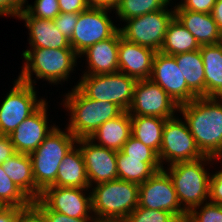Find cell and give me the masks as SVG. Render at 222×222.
I'll use <instances>...</instances> for the list:
<instances>
[{"label": "cell", "mask_w": 222, "mask_h": 222, "mask_svg": "<svg viewBox=\"0 0 222 222\" xmlns=\"http://www.w3.org/2000/svg\"><path fill=\"white\" fill-rule=\"evenodd\" d=\"M90 7L115 9L119 0H87Z\"/></svg>", "instance_id": "f6af8a7d"}, {"label": "cell", "mask_w": 222, "mask_h": 222, "mask_svg": "<svg viewBox=\"0 0 222 222\" xmlns=\"http://www.w3.org/2000/svg\"><path fill=\"white\" fill-rule=\"evenodd\" d=\"M139 184L116 179L92 188V214L96 222H123L138 207Z\"/></svg>", "instance_id": "7a4b0ae2"}, {"label": "cell", "mask_w": 222, "mask_h": 222, "mask_svg": "<svg viewBox=\"0 0 222 222\" xmlns=\"http://www.w3.org/2000/svg\"><path fill=\"white\" fill-rule=\"evenodd\" d=\"M55 127L38 148L29 154L36 186L43 191L56 182L59 165L76 144L77 138L69 130Z\"/></svg>", "instance_id": "8992f818"}, {"label": "cell", "mask_w": 222, "mask_h": 222, "mask_svg": "<svg viewBox=\"0 0 222 222\" xmlns=\"http://www.w3.org/2000/svg\"><path fill=\"white\" fill-rule=\"evenodd\" d=\"M18 18L25 21L29 29L31 48L73 49L67 39L55 26L53 20L31 17L23 10Z\"/></svg>", "instance_id": "ffe728a7"}, {"label": "cell", "mask_w": 222, "mask_h": 222, "mask_svg": "<svg viewBox=\"0 0 222 222\" xmlns=\"http://www.w3.org/2000/svg\"><path fill=\"white\" fill-rule=\"evenodd\" d=\"M150 79L168 93L178 105L198 96L187 86L186 80L173 56L156 52Z\"/></svg>", "instance_id": "9a60e30c"}, {"label": "cell", "mask_w": 222, "mask_h": 222, "mask_svg": "<svg viewBox=\"0 0 222 222\" xmlns=\"http://www.w3.org/2000/svg\"><path fill=\"white\" fill-rule=\"evenodd\" d=\"M205 74V97H222V42L199 49Z\"/></svg>", "instance_id": "d4e9b609"}, {"label": "cell", "mask_w": 222, "mask_h": 222, "mask_svg": "<svg viewBox=\"0 0 222 222\" xmlns=\"http://www.w3.org/2000/svg\"><path fill=\"white\" fill-rule=\"evenodd\" d=\"M185 222H222V205L209 201L199 205L187 214Z\"/></svg>", "instance_id": "d6a6232c"}, {"label": "cell", "mask_w": 222, "mask_h": 222, "mask_svg": "<svg viewBox=\"0 0 222 222\" xmlns=\"http://www.w3.org/2000/svg\"><path fill=\"white\" fill-rule=\"evenodd\" d=\"M204 157L196 145L186 121L182 122L178 117L166 119L163 128L162 144L158 154L161 166L164 161L168 165L193 161Z\"/></svg>", "instance_id": "30bf717a"}, {"label": "cell", "mask_w": 222, "mask_h": 222, "mask_svg": "<svg viewBox=\"0 0 222 222\" xmlns=\"http://www.w3.org/2000/svg\"><path fill=\"white\" fill-rule=\"evenodd\" d=\"M109 10L112 11L108 8L89 7L79 13L69 40L70 46L78 55L95 43L112 37L119 30L108 16Z\"/></svg>", "instance_id": "8fae6325"}, {"label": "cell", "mask_w": 222, "mask_h": 222, "mask_svg": "<svg viewBox=\"0 0 222 222\" xmlns=\"http://www.w3.org/2000/svg\"><path fill=\"white\" fill-rule=\"evenodd\" d=\"M184 76L187 86L198 96L205 97L204 64L200 50L173 56Z\"/></svg>", "instance_id": "484cf974"}, {"label": "cell", "mask_w": 222, "mask_h": 222, "mask_svg": "<svg viewBox=\"0 0 222 222\" xmlns=\"http://www.w3.org/2000/svg\"><path fill=\"white\" fill-rule=\"evenodd\" d=\"M212 161L214 158L204 156L193 161L177 162L164 169L171 177L178 201L187 214L204 201L208 202L210 175L203 165Z\"/></svg>", "instance_id": "5b68a950"}, {"label": "cell", "mask_w": 222, "mask_h": 222, "mask_svg": "<svg viewBox=\"0 0 222 222\" xmlns=\"http://www.w3.org/2000/svg\"><path fill=\"white\" fill-rule=\"evenodd\" d=\"M6 175L32 201L39 199L41 190L36 186L29 154L16 153L2 163Z\"/></svg>", "instance_id": "603a6c76"}, {"label": "cell", "mask_w": 222, "mask_h": 222, "mask_svg": "<svg viewBox=\"0 0 222 222\" xmlns=\"http://www.w3.org/2000/svg\"><path fill=\"white\" fill-rule=\"evenodd\" d=\"M164 169L160 162H142V159L127 158L122 151L117 152L118 179L141 184L157 171Z\"/></svg>", "instance_id": "f1b7e54d"}, {"label": "cell", "mask_w": 222, "mask_h": 222, "mask_svg": "<svg viewBox=\"0 0 222 222\" xmlns=\"http://www.w3.org/2000/svg\"><path fill=\"white\" fill-rule=\"evenodd\" d=\"M88 188L49 186L45 188L39 200L52 211H57L72 218H94L91 192L88 196L83 191Z\"/></svg>", "instance_id": "5bb4252c"}, {"label": "cell", "mask_w": 222, "mask_h": 222, "mask_svg": "<svg viewBox=\"0 0 222 222\" xmlns=\"http://www.w3.org/2000/svg\"><path fill=\"white\" fill-rule=\"evenodd\" d=\"M138 207L171 212L181 222L187 218L178 201L173 181L164 169L139 184Z\"/></svg>", "instance_id": "7c38bea8"}, {"label": "cell", "mask_w": 222, "mask_h": 222, "mask_svg": "<svg viewBox=\"0 0 222 222\" xmlns=\"http://www.w3.org/2000/svg\"><path fill=\"white\" fill-rule=\"evenodd\" d=\"M174 17V10L168 8L125 20L126 25L119 28L121 36L130 42L160 52L167 26Z\"/></svg>", "instance_id": "9c48e42d"}, {"label": "cell", "mask_w": 222, "mask_h": 222, "mask_svg": "<svg viewBox=\"0 0 222 222\" xmlns=\"http://www.w3.org/2000/svg\"><path fill=\"white\" fill-rule=\"evenodd\" d=\"M211 14H212L219 30L222 32V0L216 1Z\"/></svg>", "instance_id": "bcb514c9"}, {"label": "cell", "mask_w": 222, "mask_h": 222, "mask_svg": "<svg viewBox=\"0 0 222 222\" xmlns=\"http://www.w3.org/2000/svg\"><path fill=\"white\" fill-rule=\"evenodd\" d=\"M77 86L88 98L115 103L123 111L132 104L135 78L125 73L115 72L98 75H82Z\"/></svg>", "instance_id": "52a82bcc"}, {"label": "cell", "mask_w": 222, "mask_h": 222, "mask_svg": "<svg viewBox=\"0 0 222 222\" xmlns=\"http://www.w3.org/2000/svg\"><path fill=\"white\" fill-rule=\"evenodd\" d=\"M79 13H65L60 14L53 20L56 28L67 38L71 39L75 25L78 22Z\"/></svg>", "instance_id": "8d00e7d4"}, {"label": "cell", "mask_w": 222, "mask_h": 222, "mask_svg": "<svg viewBox=\"0 0 222 222\" xmlns=\"http://www.w3.org/2000/svg\"><path fill=\"white\" fill-rule=\"evenodd\" d=\"M74 145L59 165L56 182L52 186L89 188L86 166L80 148Z\"/></svg>", "instance_id": "cb8c5ba5"}, {"label": "cell", "mask_w": 222, "mask_h": 222, "mask_svg": "<svg viewBox=\"0 0 222 222\" xmlns=\"http://www.w3.org/2000/svg\"><path fill=\"white\" fill-rule=\"evenodd\" d=\"M180 112L201 153L217 161L220 160L222 150V97H197L190 102L179 105Z\"/></svg>", "instance_id": "6da1fadb"}, {"label": "cell", "mask_w": 222, "mask_h": 222, "mask_svg": "<svg viewBox=\"0 0 222 222\" xmlns=\"http://www.w3.org/2000/svg\"><path fill=\"white\" fill-rule=\"evenodd\" d=\"M16 222H46V219L43 213L31 203L19 211Z\"/></svg>", "instance_id": "60d3db41"}, {"label": "cell", "mask_w": 222, "mask_h": 222, "mask_svg": "<svg viewBox=\"0 0 222 222\" xmlns=\"http://www.w3.org/2000/svg\"><path fill=\"white\" fill-rule=\"evenodd\" d=\"M25 11L31 17L54 20L59 14L58 0H35L34 5L27 3Z\"/></svg>", "instance_id": "e575fe53"}, {"label": "cell", "mask_w": 222, "mask_h": 222, "mask_svg": "<svg viewBox=\"0 0 222 222\" xmlns=\"http://www.w3.org/2000/svg\"><path fill=\"white\" fill-rule=\"evenodd\" d=\"M123 222H181L173 213L144 207L134 209Z\"/></svg>", "instance_id": "1f68e13d"}, {"label": "cell", "mask_w": 222, "mask_h": 222, "mask_svg": "<svg viewBox=\"0 0 222 222\" xmlns=\"http://www.w3.org/2000/svg\"><path fill=\"white\" fill-rule=\"evenodd\" d=\"M179 111L177 102L151 79L137 80L133 100L128 113L130 116H150L169 119Z\"/></svg>", "instance_id": "4fadbf2b"}, {"label": "cell", "mask_w": 222, "mask_h": 222, "mask_svg": "<svg viewBox=\"0 0 222 222\" xmlns=\"http://www.w3.org/2000/svg\"><path fill=\"white\" fill-rule=\"evenodd\" d=\"M121 36L118 30L112 37L88 47L81 55L87 57L88 70L83 75H98L119 71L118 46Z\"/></svg>", "instance_id": "d6986e66"}, {"label": "cell", "mask_w": 222, "mask_h": 222, "mask_svg": "<svg viewBox=\"0 0 222 222\" xmlns=\"http://www.w3.org/2000/svg\"><path fill=\"white\" fill-rule=\"evenodd\" d=\"M131 116L128 111H123L114 119L103 123L89 138L98 146L106 147L114 151H121L123 145L131 137Z\"/></svg>", "instance_id": "7402d4cb"}, {"label": "cell", "mask_w": 222, "mask_h": 222, "mask_svg": "<svg viewBox=\"0 0 222 222\" xmlns=\"http://www.w3.org/2000/svg\"><path fill=\"white\" fill-rule=\"evenodd\" d=\"M26 1L27 0H0V16L18 17V15L25 10Z\"/></svg>", "instance_id": "ab89813d"}, {"label": "cell", "mask_w": 222, "mask_h": 222, "mask_svg": "<svg viewBox=\"0 0 222 222\" xmlns=\"http://www.w3.org/2000/svg\"><path fill=\"white\" fill-rule=\"evenodd\" d=\"M65 97L63 105L71 112L67 129L77 139L90 138L103 123L123 112L115 103L88 98L77 86Z\"/></svg>", "instance_id": "3957f363"}, {"label": "cell", "mask_w": 222, "mask_h": 222, "mask_svg": "<svg viewBox=\"0 0 222 222\" xmlns=\"http://www.w3.org/2000/svg\"><path fill=\"white\" fill-rule=\"evenodd\" d=\"M121 151L127 155V158L142 159V162H160L158 154L152 148L133 136L123 145Z\"/></svg>", "instance_id": "836d02e7"}, {"label": "cell", "mask_w": 222, "mask_h": 222, "mask_svg": "<svg viewBox=\"0 0 222 222\" xmlns=\"http://www.w3.org/2000/svg\"><path fill=\"white\" fill-rule=\"evenodd\" d=\"M32 200L6 175L0 164V206L28 207Z\"/></svg>", "instance_id": "4dcf8cb0"}, {"label": "cell", "mask_w": 222, "mask_h": 222, "mask_svg": "<svg viewBox=\"0 0 222 222\" xmlns=\"http://www.w3.org/2000/svg\"><path fill=\"white\" fill-rule=\"evenodd\" d=\"M165 122L161 117L131 116V136L159 154Z\"/></svg>", "instance_id": "83f0119b"}, {"label": "cell", "mask_w": 222, "mask_h": 222, "mask_svg": "<svg viewBox=\"0 0 222 222\" xmlns=\"http://www.w3.org/2000/svg\"><path fill=\"white\" fill-rule=\"evenodd\" d=\"M172 0H119L115 10L116 14L125 21L127 19L142 16L147 13L159 11L168 7Z\"/></svg>", "instance_id": "f546056e"}, {"label": "cell", "mask_w": 222, "mask_h": 222, "mask_svg": "<svg viewBox=\"0 0 222 222\" xmlns=\"http://www.w3.org/2000/svg\"><path fill=\"white\" fill-rule=\"evenodd\" d=\"M32 203L43 213L46 222H96L95 218H72L49 210L39 199L32 201Z\"/></svg>", "instance_id": "d590c367"}, {"label": "cell", "mask_w": 222, "mask_h": 222, "mask_svg": "<svg viewBox=\"0 0 222 222\" xmlns=\"http://www.w3.org/2000/svg\"><path fill=\"white\" fill-rule=\"evenodd\" d=\"M201 48L195 37L174 16L169 22L160 52L174 56Z\"/></svg>", "instance_id": "4316f807"}, {"label": "cell", "mask_w": 222, "mask_h": 222, "mask_svg": "<svg viewBox=\"0 0 222 222\" xmlns=\"http://www.w3.org/2000/svg\"><path fill=\"white\" fill-rule=\"evenodd\" d=\"M14 154H16V150L14 145L11 143L10 137L0 135V164L12 157Z\"/></svg>", "instance_id": "7bdbcfd3"}, {"label": "cell", "mask_w": 222, "mask_h": 222, "mask_svg": "<svg viewBox=\"0 0 222 222\" xmlns=\"http://www.w3.org/2000/svg\"><path fill=\"white\" fill-rule=\"evenodd\" d=\"M22 55L26 62L17 79L33 86L36 81L32 80V73L37 79H44L51 84L66 81L80 57L73 49L49 48H30Z\"/></svg>", "instance_id": "277c9868"}, {"label": "cell", "mask_w": 222, "mask_h": 222, "mask_svg": "<svg viewBox=\"0 0 222 222\" xmlns=\"http://www.w3.org/2000/svg\"><path fill=\"white\" fill-rule=\"evenodd\" d=\"M209 202L222 205V170L210 175Z\"/></svg>", "instance_id": "74e56055"}, {"label": "cell", "mask_w": 222, "mask_h": 222, "mask_svg": "<svg viewBox=\"0 0 222 222\" xmlns=\"http://www.w3.org/2000/svg\"><path fill=\"white\" fill-rule=\"evenodd\" d=\"M216 1L217 0H182L178 5L184 10L212 13Z\"/></svg>", "instance_id": "f35d334b"}, {"label": "cell", "mask_w": 222, "mask_h": 222, "mask_svg": "<svg viewBox=\"0 0 222 222\" xmlns=\"http://www.w3.org/2000/svg\"><path fill=\"white\" fill-rule=\"evenodd\" d=\"M60 12L81 13L90 6L87 0H58Z\"/></svg>", "instance_id": "b9f144b4"}, {"label": "cell", "mask_w": 222, "mask_h": 222, "mask_svg": "<svg viewBox=\"0 0 222 222\" xmlns=\"http://www.w3.org/2000/svg\"><path fill=\"white\" fill-rule=\"evenodd\" d=\"M21 209L14 206H0V222H16Z\"/></svg>", "instance_id": "ee69618b"}, {"label": "cell", "mask_w": 222, "mask_h": 222, "mask_svg": "<svg viewBox=\"0 0 222 222\" xmlns=\"http://www.w3.org/2000/svg\"><path fill=\"white\" fill-rule=\"evenodd\" d=\"M76 144L84 158L90 188L118 179L117 151L98 146L89 138L77 139Z\"/></svg>", "instance_id": "2e32d148"}, {"label": "cell", "mask_w": 222, "mask_h": 222, "mask_svg": "<svg viewBox=\"0 0 222 222\" xmlns=\"http://www.w3.org/2000/svg\"><path fill=\"white\" fill-rule=\"evenodd\" d=\"M156 51L120 36L118 46L119 72L136 80L150 79Z\"/></svg>", "instance_id": "ac0fdd59"}, {"label": "cell", "mask_w": 222, "mask_h": 222, "mask_svg": "<svg viewBox=\"0 0 222 222\" xmlns=\"http://www.w3.org/2000/svg\"><path fill=\"white\" fill-rule=\"evenodd\" d=\"M47 109L45 101L9 135L16 153H32L56 127H48Z\"/></svg>", "instance_id": "e0dca14e"}, {"label": "cell", "mask_w": 222, "mask_h": 222, "mask_svg": "<svg viewBox=\"0 0 222 222\" xmlns=\"http://www.w3.org/2000/svg\"><path fill=\"white\" fill-rule=\"evenodd\" d=\"M35 86L19 79L0 104V135L9 136L27 117L46 100L37 99Z\"/></svg>", "instance_id": "ba28073f"}, {"label": "cell", "mask_w": 222, "mask_h": 222, "mask_svg": "<svg viewBox=\"0 0 222 222\" xmlns=\"http://www.w3.org/2000/svg\"><path fill=\"white\" fill-rule=\"evenodd\" d=\"M174 16L195 37L200 46L222 42V32L211 13L184 10L177 3Z\"/></svg>", "instance_id": "44dd1931"}]
</instances>
